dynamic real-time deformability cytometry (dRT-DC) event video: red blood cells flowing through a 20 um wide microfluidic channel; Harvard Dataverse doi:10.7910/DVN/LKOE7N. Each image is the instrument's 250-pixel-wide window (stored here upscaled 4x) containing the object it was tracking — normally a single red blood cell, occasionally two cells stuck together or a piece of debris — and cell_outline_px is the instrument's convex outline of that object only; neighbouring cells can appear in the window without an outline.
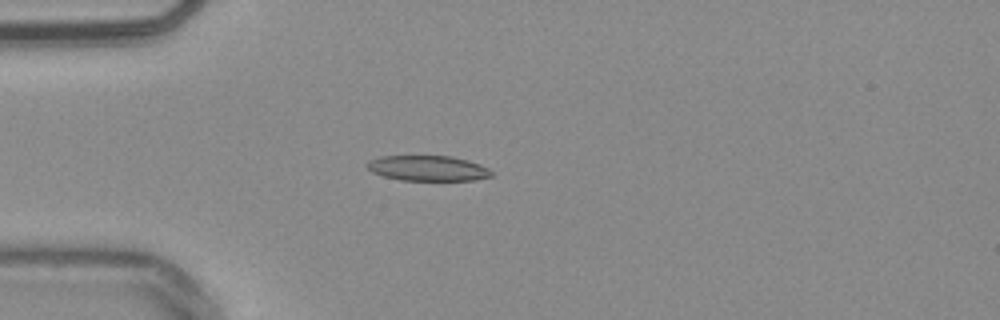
{"species": "common noctule bat (a hibernating species)", "species_latin": "Nyctalus noctula", "temperature_condition": "warm", "stored_images_in_passage": 52, "camera_frame_rate_fps": 3000, "um_per_image_px": 0.085, "animal": {"sex": "male", "body_mass_g": 20.4}, "frame": {"image": 1, "passage_image": 14, "time_ms": 4.333, "image_size_px": [1000, 320], "cell_outline_px": [[492, 176], [476, 180], [400, 180], [384, 176], [372, 172], [364, 164], [368, 160], [380, 156], [452, 156], [468, 160], [480, 164], [488, 168], [492, 172]], "centroid_in_image_um": [36.35, 14.29], "position_along_channel_um": 48.6, "area_um2": 18.44}}
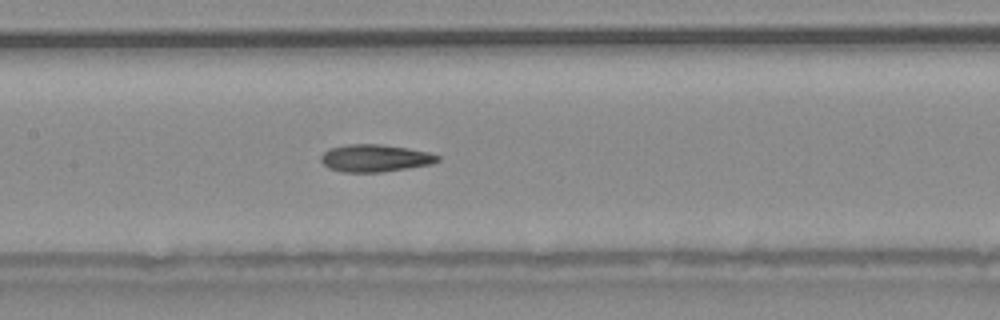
{"frame": {"image": 2, "passage_image": 25, "time_ms": 8.0, "image_size_px": [1000, 320], "cell_outline_px": [[440, 160], [432, 164], [408, 168], [380, 172], [344, 172], [328, 168], [320, 160], [320, 156], [328, 148], [348, 144], [380, 144], [408, 148], [428, 152], [440, 156]], "centroid_in_image_um": [31.87, 13.44], "position_along_channel_um": 175.5, "area_um2": 18.67}}
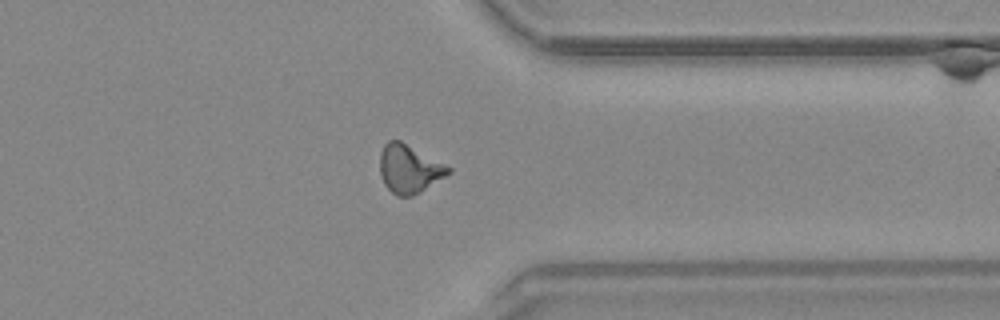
{"frame": {"image": 3, "passage_image": 41, "time_ms": 13.333, "image_size_px": [1000, 320], "cell_outline_px": [[452, 172], [420, 192], [412, 196], [396, 196], [384, 184], [380, 176], [380, 152], [384, 144], [388, 140], [400, 140], [452, 168]], "centroid_in_image_um": [34.76, 14.35], "position_along_channel_um": 376.6, "area_um2": 19.25}, "authors_computed_cell_mechanics": {"area_um2": 18.4671, "velocity_mm_per_s": 3.8456, "shape_relaxation_time_tau1_ms": 9.7469, "shape_relaxation_time_tau2_ms": 4.7461, "deformation_change_tau1": 0.2275, "deformation_change_tau2": 0.1092}}